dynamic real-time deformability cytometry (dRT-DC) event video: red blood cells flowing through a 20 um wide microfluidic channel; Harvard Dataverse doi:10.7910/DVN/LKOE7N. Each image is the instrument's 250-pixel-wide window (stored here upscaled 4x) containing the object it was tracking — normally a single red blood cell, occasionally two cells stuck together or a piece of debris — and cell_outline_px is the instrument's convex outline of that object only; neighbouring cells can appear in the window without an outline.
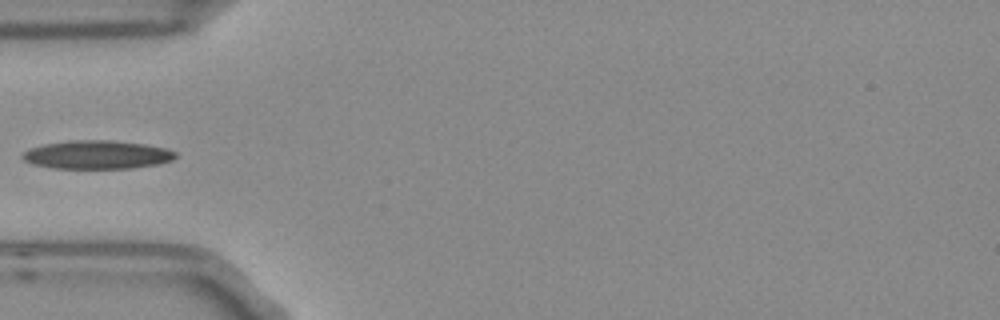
{"species": "Egyptian fruit bat (a non-hibernating species)", "species_latin": "Rousettus aegyptiacus", "temperature_condition": "room temperature", "stored_images_in_passage": 3, "camera_frame_rate_fps": 3000, "um_per_image_px": 0.085, "frame": {"image": 1, "passage_image": 3, "time_ms": 0.667, "image_size_px": [1000, 320], "cell_outline_px": [[176, 156], [172, 160], [160, 164], [132, 168], [52, 168], [36, 164], [24, 160], [20, 156], [28, 148], [44, 144], [76, 140], [108, 140], [144, 144], [164, 148], [176, 152]], "centroid_in_image_um": [8.25, 13.15], "position_along_channel_um": 76.7, "area_um2": 25.2}}